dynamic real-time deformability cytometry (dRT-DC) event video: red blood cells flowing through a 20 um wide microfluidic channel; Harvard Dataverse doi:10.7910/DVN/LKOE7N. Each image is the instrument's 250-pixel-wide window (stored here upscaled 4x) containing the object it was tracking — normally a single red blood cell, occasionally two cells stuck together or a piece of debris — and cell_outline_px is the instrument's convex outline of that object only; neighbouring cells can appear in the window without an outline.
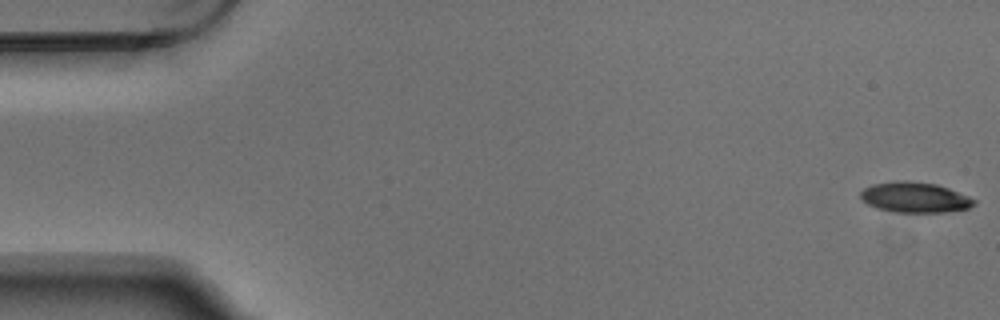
{"species": "Egyptian fruit bat (a non-hibernating species)", "species_latin": "Rousettus aegyptiacus", "temperature_condition": "warm", "stored_images_in_passage": 5, "camera_frame_rate_fps": 3000, "um_per_image_px": 0.085, "animal": {"sex": "male"}, "frame": {"image": 1, "passage_image": 1, "time_ms": 0.0, "image_size_px": [1000, 320], "cell_outline_px": [[976, 204], [968, 208], [944, 212], [896, 212], [876, 208], [868, 204], [860, 196], [860, 192], [864, 188], [872, 184], [900, 180], [908, 180], [936, 184], [948, 188], [968, 196], [976, 200]], "centroid_in_image_um": [77.76, 16.77], "position_along_channel_um": 7.2, "area_um2": 20.06}}
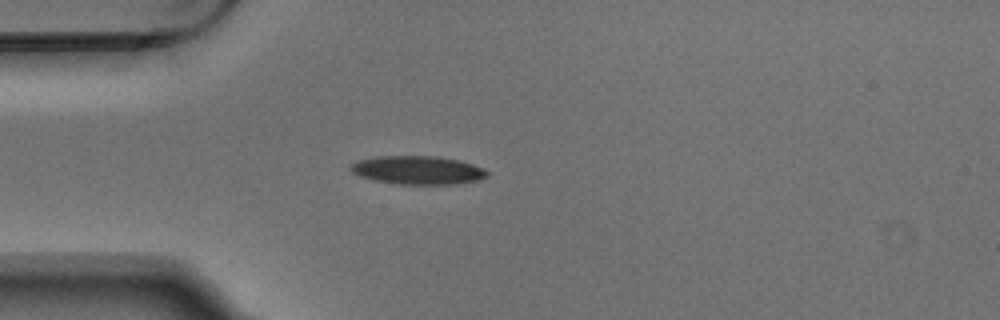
{"frame": {"image": 2, "passage_image": 4, "time_ms": 1.0, "image_size_px": [1000, 320], "cell_outline_px": [[488, 176], [476, 180], [456, 184], [396, 184], [376, 180], [360, 176], [352, 172], [352, 164], [356, 160], [376, 156], [440, 156], [472, 164], [484, 168], [488, 172]], "centroid_in_image_um": [35.51, 14.45], "position_along_channel_um": 49.5, "area_um2": 22.48}}